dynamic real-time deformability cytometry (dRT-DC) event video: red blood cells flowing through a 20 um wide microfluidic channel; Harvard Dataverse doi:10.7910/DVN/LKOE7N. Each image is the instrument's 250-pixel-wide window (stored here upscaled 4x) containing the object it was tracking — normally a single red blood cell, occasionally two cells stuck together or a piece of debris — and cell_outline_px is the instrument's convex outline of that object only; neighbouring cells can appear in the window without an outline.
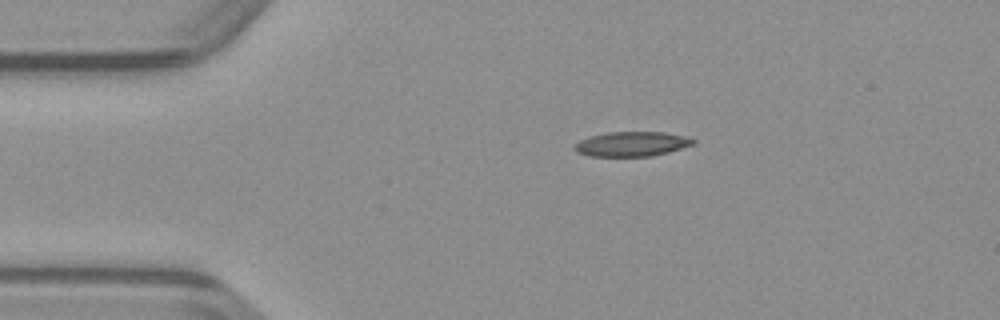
{"species": "common noctule bat (a hibernating species)", "species_latin": "Nyctalus noctula", "temperature_condition": "warm", "stored_images_in_passage": 40, "camera_frame_rate_fps": 3000, "um_per_image_px": 0.085, "animal": {"sex": "male", "body_mass_g": 23.1, "forearm_length_mm": 52.7}, "frame": {"image": 1, "passage_image": 1, "time_ms": 0.0, "image_size_px": [1000, 320], "cell_outline_px": [[696, 144], [668, 152], [652, 156], [588, 156], [576, 152], [572, 148], [572, 144], [580, 140], [592, 136], [608, 132], [664, 132], [684, 136], [696, 140]], "centroid_in_image_um": [53.68, 12.24], "position_along_channel_um": 31.3, "area_um2": 17.17}}
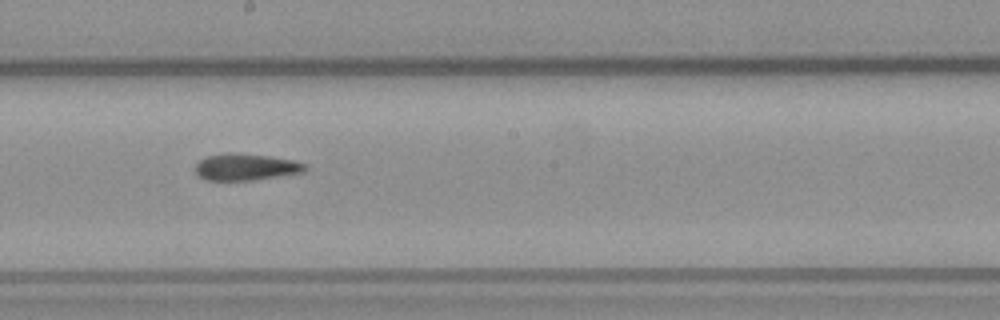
{"frame": {"image": 2, "passage_image": 18, "time_ms": 5.667, "image_size_px": [1000, 320], "cell_outline_px": [[308, 168], [304, 172], [256, 180], [208, 180], [200, 176], [196, 172], [196, 164], [200, 160], [208, 156], [224, 152], [232, 152], [268, 156], [296, 160], [308, 164]], "centroid_in_image_um": [20.96, 14.18], "position_along_channel_um": 227.2, "area_um2": 17.22}}
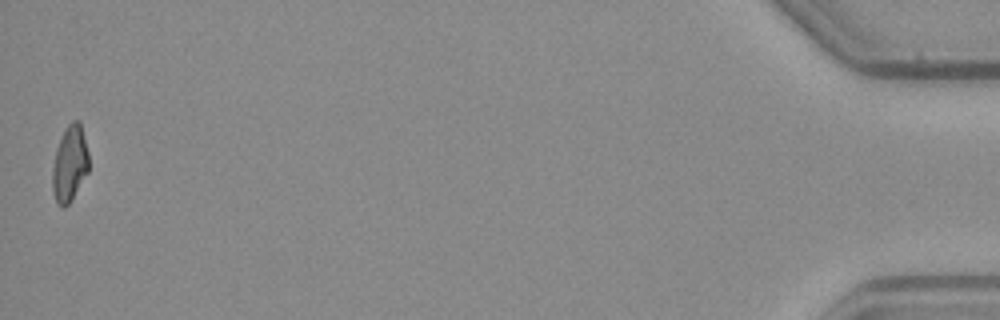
{"frame": {"image": 3, "passage_image": 40, "time_ms": 13.0, "image_size_px": [1000, 320], "cell_outline_px": [[88, 172], [68, 204], [64, 208], [60, 208], [56, 204], [52, 192], [52, 168], [56, 148], [68, 124], [72, 120], [80, 120], [88, 152]], "centroid_in_image_um": [5.91, 13.94], "position_along_channel_um": 429.3, "area_um2": 16.13}}